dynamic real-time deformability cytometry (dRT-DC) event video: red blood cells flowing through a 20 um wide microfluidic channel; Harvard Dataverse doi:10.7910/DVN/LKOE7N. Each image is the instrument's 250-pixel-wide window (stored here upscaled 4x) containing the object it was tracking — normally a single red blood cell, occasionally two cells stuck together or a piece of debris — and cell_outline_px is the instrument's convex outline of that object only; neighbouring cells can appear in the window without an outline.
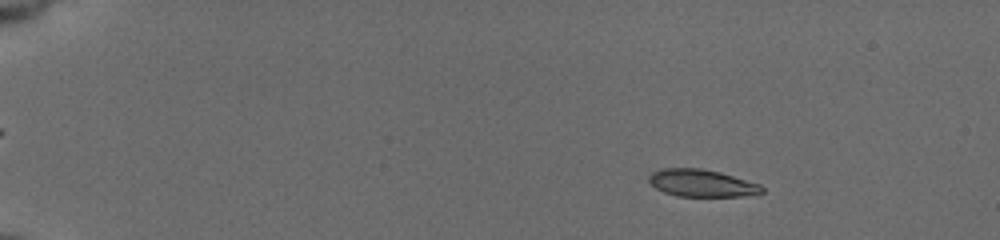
{"species": "common noctule bat (a hibernating species)", "species_latin": "Nyctalus noctula", "temperature_condition": "cold", "stored_images_in_passage": 56, "camera_frame_rate_fps": 3000, "um_per_image_px": 0.085, "animal": {"sex": "female", "body_mass_g": 19.5, "forearm_length_mm": 54.1}, "frame": {"image": 1, "passage_image": 9, "time_ms": 2.667, "image_size_px": [1000, 240], "cell_outline_px": [[764, 192], [740, 196], [676, 196], [664, 192], [656, 188], [648, 180], [648, 176], [652, 172], [660, 168], [700, 168], [720, 172], [760, 184], [764, 188]], "centroid_in_image_um": [59.62, 15.56], "position_along_channel_um": 25.4, "area_um2": 17.92}}
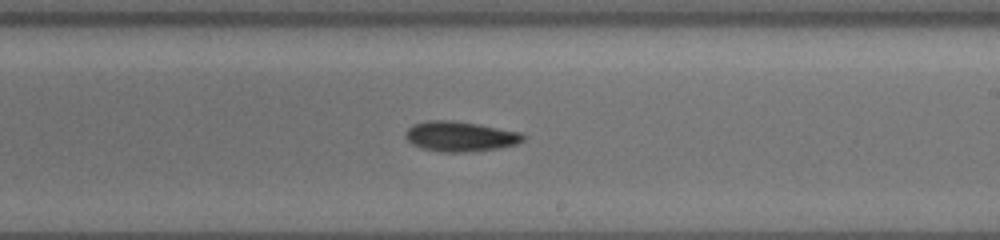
{"frame": {"image": 2, "passage_image": 36, "time_ms": 11.667, "image_size_px": [1000, 240], "cell_outline_px": [[528, 136], [524, 140], [516, 144], [500, 148], [468, 152], [444, 152], [420, 148], [412, 144], [404, 136], [404, 132], [412, 124], [428, 120], [452, 120], [476, 124], [520, 132]], "centroid_in_image_um": [39.1, 11.6], "position_along_channel_um": 249.9, "area_um2": 20.75}}
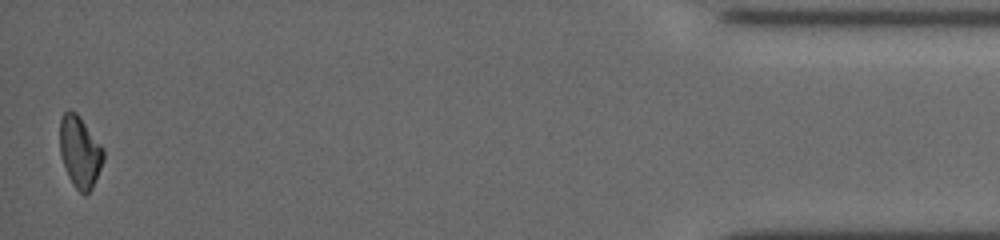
{"frame": {"image": 3, "passage_image": 56, "time_ms": 18.333, "image_size_px": [1000, 240], "cell_outline_px": [[104, 160], [92, 188], [84, 196], [72, 184], [68, 176], [60, 156], [60, 120], [64, 112], [68, 108], [76, 112], [80, 116], [104, 148]], "centroid_in_image_um": [6.79, 12.89], "position_along_channel_um": 428.4, "area_um2": 18.38}, "authors_computed_cell_mechanics": {"area_um2": 19.4786, "velocity_mm_per_s": 3.7597, "shape_relaxation_time_tau1_ms": 9.7852, "shape_relaxation_time_tau2_ms": null, "deformation_change_tau1": 0.1987, "deformation_change_tau2": null}}